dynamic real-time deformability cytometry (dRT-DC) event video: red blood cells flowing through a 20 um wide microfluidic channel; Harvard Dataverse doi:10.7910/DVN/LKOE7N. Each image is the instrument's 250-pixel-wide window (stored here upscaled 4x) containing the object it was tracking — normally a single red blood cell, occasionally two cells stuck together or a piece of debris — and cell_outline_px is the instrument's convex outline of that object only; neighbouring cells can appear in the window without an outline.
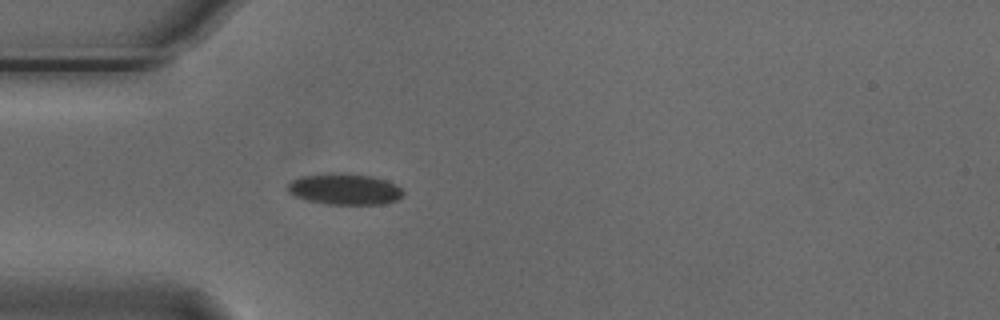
{"species": "Egyptian fruit bat (a non-hibernating species)", "species_latin": "Rousettus aegyptiacus", "temperature_condition": "cold", "stored_images_in_passage": 40, "camera_frame_rate_fps": 3000, "um_per_image_px": 0.085, "animal": {"sex": "male"}, "frame": {"image": 1, "passage_image": 1, "time_ms": 0.0, "image_size_px": [1000, 320], "cell_outline_px": [[404, 192], [396, 200], [384, 204], [328, 204], [304, 200], [288, 192], [288, 184], [292, 180], [300, 176], [328, 172], [344, 172], [372, 176], [384, 180], [400, 188]], "centroid_in_image_um": [29.23, 16.06], "position_along_channel_um": 55.8, "area_um2": 21.04}}
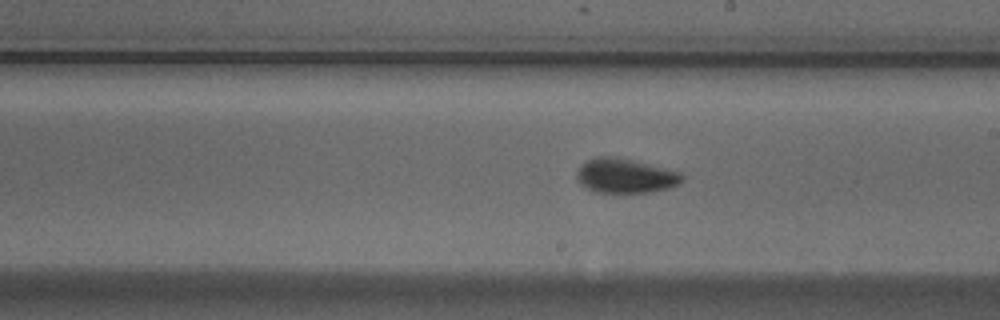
{"frame": {"image": 2, "passage_image": 16, "time_ms": 5.0, "image_size_px": [1000, 320], "cell_outline_px": [[684, 180], [680, 184], [668, 188], [648, 192], [592, 192], [580, 184], [576, 176], [576, 172], [580, 164], [588, 160], [600, 156], [612, 156], [680, 172], [684, 176]], "centroid_in_image_um": [53.12, 14.96], "position_along_channel_um": 235.9, "area_um2": 20.98}}
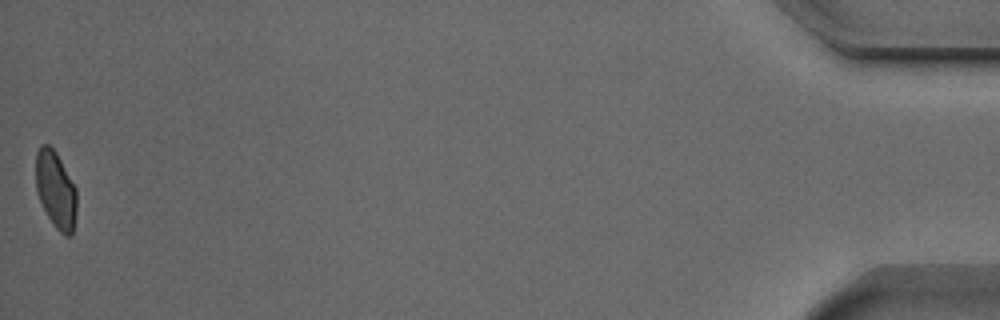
{"frame": {"image": 3, "passage_image": 40, "time_ms": 13.0, "image_size_px": [1000, 320], "cell_outline_px": [[76, 212], [72, 236], [64, 236], [56, 228], [48, 216], [36, 192], [36, 152], [40, 144], [48, 144], [56, 152], [76, 188]], "centroid_in_image_um": [4.73, 16.13], "position_along_channel_um": 430.5, "area_um2": 18.32}, "authors_computed_cell_mechanics": {"area_um2": 20.1144, "velocity_mm_per_s": 3.7094, "shape_relaxation_time_tau1_ms": 4.0118, "shape_relaxation_time_tau2_ms": 1.2377, "deformation_change_tau1": 0.1014, "deformation_change_tau2": 0.0419}}